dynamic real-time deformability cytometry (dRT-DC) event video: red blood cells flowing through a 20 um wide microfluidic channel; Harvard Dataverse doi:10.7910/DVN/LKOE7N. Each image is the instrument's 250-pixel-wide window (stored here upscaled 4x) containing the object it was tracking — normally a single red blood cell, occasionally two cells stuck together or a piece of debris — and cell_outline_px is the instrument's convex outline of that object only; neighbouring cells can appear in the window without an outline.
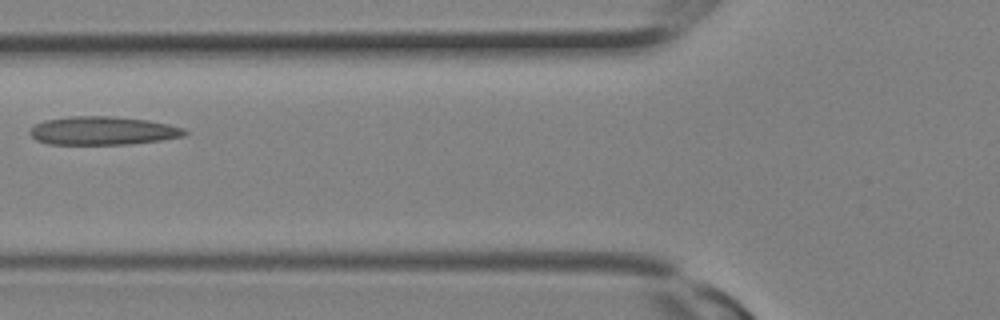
{"species": "Egyptian fruit bat (a non-hibernating species)", "species_latin": "Rousettus aegyptiacus", "temperature_condition": "room temperature", "stored_images_in_passage": 10, "camera_frame_rate_fps": 3000, "um_per_image_px": 0.085, "animal": {"sex": "female"}, "frame": {"image": 1, "passage_image": 9, "time_ms": 2.667, "image_size_px": [1000, 320], "cell_outline_px": [[188, 132], [184, 136], [160, 140], [128, 144], [48, 144], [36, 140], [28, 132], [36, 124], [44, 120], [68, 116], [112, 116], [148, 120], [168, 124], [184, 128]], "centroid_in_image_um": [8.73, 11.1], "position_along_channel_um": 117.1, "area_um2": 25.61}}